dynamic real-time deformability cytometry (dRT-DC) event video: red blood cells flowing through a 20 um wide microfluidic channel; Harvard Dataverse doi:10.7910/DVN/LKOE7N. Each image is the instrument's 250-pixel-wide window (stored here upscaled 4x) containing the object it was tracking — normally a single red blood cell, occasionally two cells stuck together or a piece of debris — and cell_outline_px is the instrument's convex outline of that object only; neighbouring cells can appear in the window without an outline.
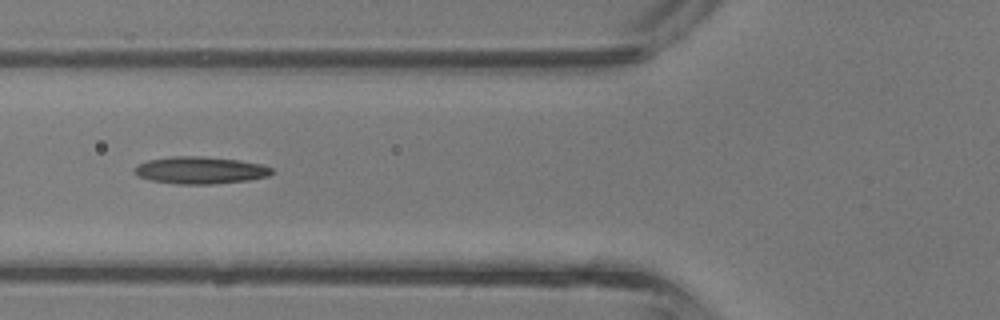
{"species": "common noctule bat (a hibernating species)", "species_latin": "Nyctalus noctula", "temperature_condition": "room temperature", "stored_images_in_passage": 19, "camera_frame_rate_fps": 3000, "um_per_image_px": 0.085, "animal": {"sex": "male", "body_mass_g": 13.3}, "frame": {"image": 1, "passage_image": 16, "time_ms": 5.0, "image_size_px": [1000, 320], "cell_outline_px": [[272, 172], [268, 176], [248, 180], [212, 184], [176, 184], [148, 180], [136, 176], [132, 172], [140, 164], [148, 160], [172, 156], [204, 156], [240, 160], [264, 164], [272, 168]], "centroid_in_image_um": [17.01, 14.47], "position_along_channel_um": 108.8, "area_um2": 21.91}}